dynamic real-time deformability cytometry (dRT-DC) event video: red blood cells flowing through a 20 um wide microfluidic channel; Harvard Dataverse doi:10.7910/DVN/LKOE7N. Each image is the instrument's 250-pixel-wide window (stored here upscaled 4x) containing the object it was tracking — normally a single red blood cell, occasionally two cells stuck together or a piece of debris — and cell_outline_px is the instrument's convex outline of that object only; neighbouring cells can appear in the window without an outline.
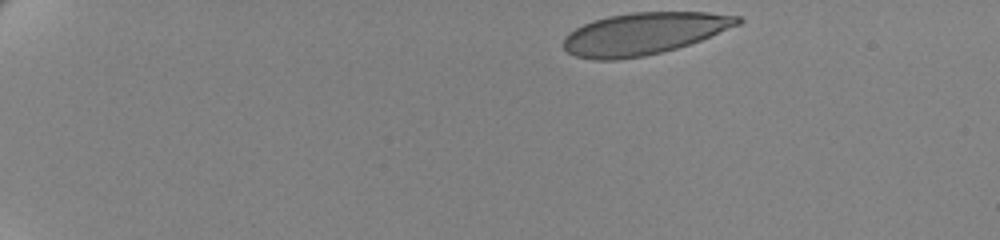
{"species": "human", "species_latin": "Homo sapiens", "temperature_condition": "cold", "stored_images_in_passage": 47, "camera_frame_rate_fps": 3000, "um_per_image_px": 0.085, "donor": {"sex": "female"}, "frame": {"image": 1, "passage_image": 1, "time_ms": 0.0, "image_size_px": [1000, 240], "cell_outline_px": [[744, 20], [740, 24], [700, 40], [676, 48], [644, 56], [616, 60], [592, 60], [576, 56], [568, 52], [564, 48], [564, 36], [568, 32], [584, 24], [608, 16], [632, 12], [708, 12], [740, 16]], "centroid_in_image_um": [54.72, 2.85], "position_along_channel_um": 30.3, "area_um2": 42.48}}
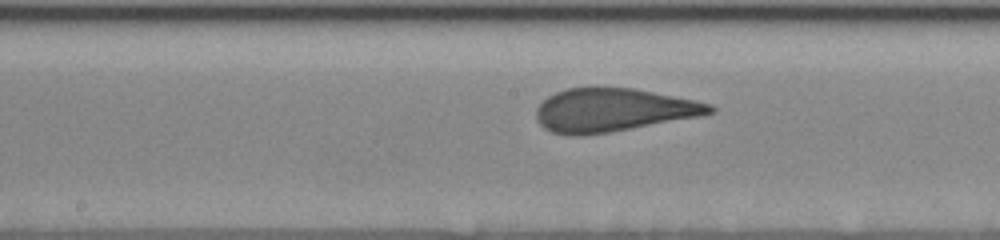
{"frame": {"image": 2, "passage_image": 25, "time_ms": 8.0, "image_size_px": [1000, 240], "cell_outline_px": [[716, 112], [704, 116], [608, 132], [580, 136], [576, 136], [552, 132], [544, 128], [536, 120], [536, 108], [548, 96], [556, 92], [568, 88], [592, 84], [632, 88], [696, 100], [712, 104], [716, 108]], "centroid_in_image_um": [52.12, 9.32], "position_along_channel_um": 196.1, "area_um2": 44.68}}
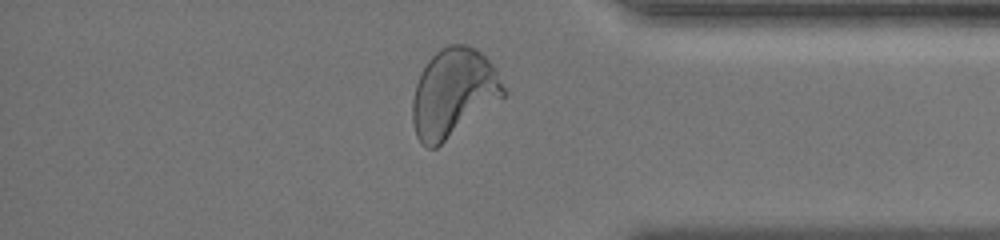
{"frame": {"image": 3, "passage_image": 43, "time_ms": 14.0, "image_size_px": [1000, 240], "cell_outline_px": [[508, 92], [504, 96], [436, 148], [428, 148], [416, 136], [412, 120], [412, 100], [416, 84], [428, 60], [440, 48], [448, 44], [468, 44], [476, 48], [492, 64]], "centroid_in_image_um": [38.53, 7.88], "position_along_channel_um": 396.7, "area_um2": 46.47}, "authors_computed_cell_mechanics": {"area_um2": 44.217, "velocity_mm_per_s": 3.4605, "shape_relaxation_time_tau1_ms": 6.3823, "shape_relaxation_time_tau2_ms": null, "deformation_change_tau1": 0.1796, "deformation_change_tau2": null}}